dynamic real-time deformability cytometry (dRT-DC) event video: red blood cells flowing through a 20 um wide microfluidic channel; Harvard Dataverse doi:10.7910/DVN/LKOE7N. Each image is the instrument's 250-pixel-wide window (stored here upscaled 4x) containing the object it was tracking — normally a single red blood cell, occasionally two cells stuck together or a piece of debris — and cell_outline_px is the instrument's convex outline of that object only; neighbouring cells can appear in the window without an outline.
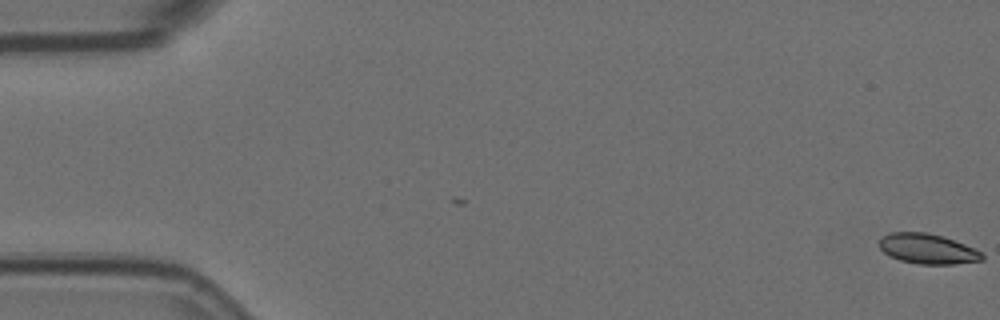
{"species": "Egyptian fruit bat (a non-hibernating species)", "species_latin": "Rousettus aegyptiacus", "temperature_condition": "room temperature", "stored_images_in_passage": 3, "camera_frame_rate_fps": 3000, "um_per_image_px": 0.085, "animal": {"sex": "female"}, "frame": {"image": 1, "passage_image": 3, "time_ms": 0.667, "image_size_px": [1000, 320], "cell_outline_px": [[984, 260], [952, 264], [920, 264], [900, 260], [884, 252], [880, 248], [880, 236], [888, 232], [928, 232], [944, 236], [964, 244], [980, 252], [984, 256]], "centroid_in_image_um": [78.82, 21.13], "position_along_channel_um": 6.2, "area_um2": 17.98}}